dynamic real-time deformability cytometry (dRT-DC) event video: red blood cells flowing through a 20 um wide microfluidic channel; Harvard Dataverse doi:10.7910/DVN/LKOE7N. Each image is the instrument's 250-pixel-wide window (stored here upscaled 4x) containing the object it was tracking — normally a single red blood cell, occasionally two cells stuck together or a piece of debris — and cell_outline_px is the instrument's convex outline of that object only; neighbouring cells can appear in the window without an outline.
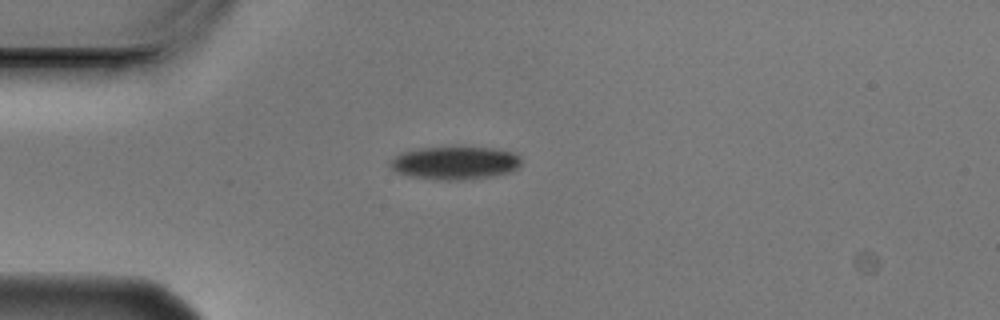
{"species": "Egyptian fruit bat (a non-hibernating species)", "species_latin": "Rousettus aegyptiacus", "temperature_condition": "cold", "stored_images_in_passage": 3, "camera_frame_rate_fps": 3000, "um_per_image_px": 0.085, "animal": {"sex": "male"}, "frame": {"image": 1, "passage_image": 1, "time_ms": 0.0, "image_size_px": [1000, 320], "cell_outline_px": [[520, 164], [516, 168], [508, 172], [492, 176], [460, 180], [432, 180], [404, 176], [396, 172], [388, 164], [400, 152], [420, 148], [492, 148], [516, 152], [520, 156]], "centroid_in_image_um": [38.63, 13.87], "position_along_channel_um": 46.4, "area_um2": 25.26}}
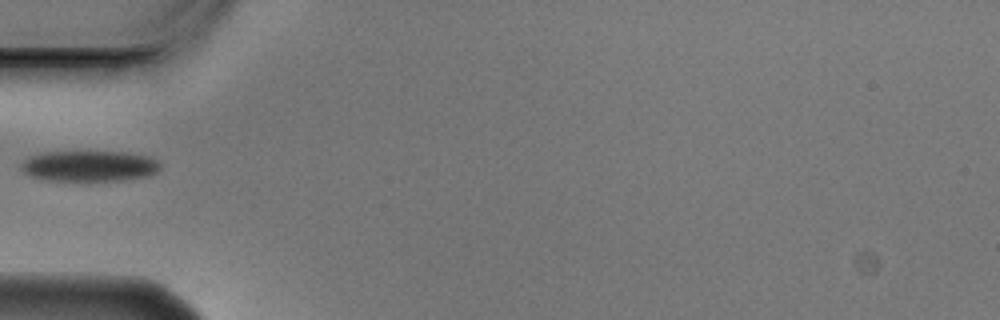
{"frame": {"image": 2, "passage_image": 2, "time_ms": 0.333, "image_size_px": [1000, 320], "cell_outline_px": [[160, 168], [156, 172], [148, 176], [120, 180], [48, 180], [32, 176], [24, 172], [20, 168], [20, 164], [28, 156], [40, 152], [128, 152], [152, 156], [160, 164]], "centroid_in_image_um": [7.59, 14.09], "position_along_channel_um": 77.4, "area_um2": 24.97}}
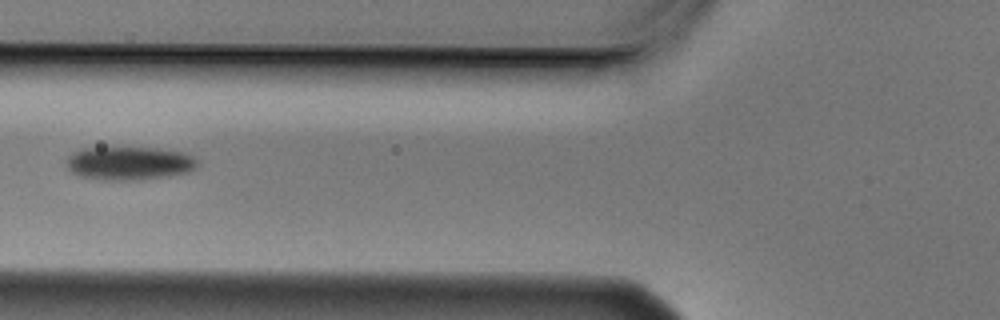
{"frame": {"image": 3, "passage_image": 3, "time_ms": 0.667, "image_size_px": [1000, 320], "cell_outline_px": [[200, 164], [196, 168], [188, 172], [168, 176], [136, 180], [104, 180], [80, 176], [72, 172], [68, 168], [68, 156], [72, 152], [80, 148], [112, 144], [160, 148], [184, 152], [192, 156]], "centroid_in_image_um": [10.97, 13.81], "position_along_channel_um": 114.8, "area_um2": 26.7}}